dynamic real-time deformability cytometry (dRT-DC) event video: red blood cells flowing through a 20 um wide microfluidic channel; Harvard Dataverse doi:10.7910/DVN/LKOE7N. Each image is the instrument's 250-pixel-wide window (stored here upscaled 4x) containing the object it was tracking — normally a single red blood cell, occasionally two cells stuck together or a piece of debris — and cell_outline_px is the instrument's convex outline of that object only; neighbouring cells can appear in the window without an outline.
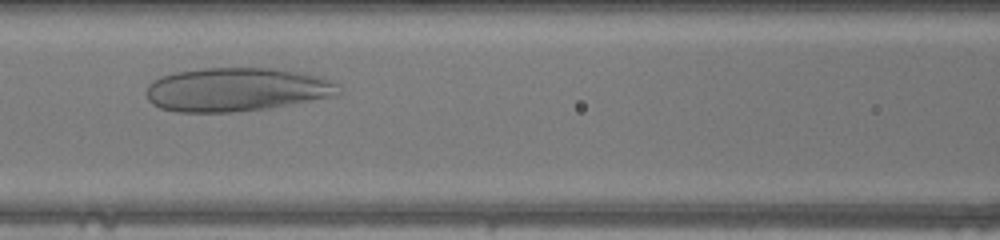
{"species": "human", "species_latin": "Homo sapiens", "temperature_condition": "warm", "stored_images_in_passage": 28, "camera_frame_rate_fps": 3000, "um_per_image_px": 0.085, "donor": {"sex": "male"}, "frame": {"image": 1, "passage_image": 11, "time_ms": 3.333, "image_size_px": [1000, 240], "cell_outline_px": [[340, 92], [336, 96], [268, 108], [232, 112], [176, 112], [160, 108], [152, 104], [148, 100], [148, 84], [152, 80], [160, 76], [176, 72], [204, 68], [272, 68], [304, 72], [320, 76], [336, 84]], "centroid_in_image_um": [20.09, 7.61], "position_along_channel_um": 146.5, "area_um2": 49.01}}
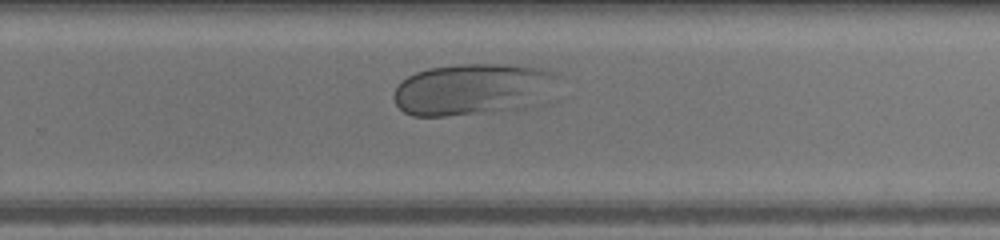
{"frame": {"image": 2, "passage_image": 21, "time_ms": 6.667, "image_size_px": [1000, 240], "cell_outline_px": [[560, 76], [548, 104], [524, 108], [448, 116], [412, 116], [404, 112], [396, 104], [392, 96], [396, 88], [408, 76], [416, 72], [428, 68], [456, 64], [504, 64], [540, 68], [556, 72]], "centroid_in_image_um": [40.31, 7.6], "position_along_channel_um": 289.5, "area_um2": 50.52}}
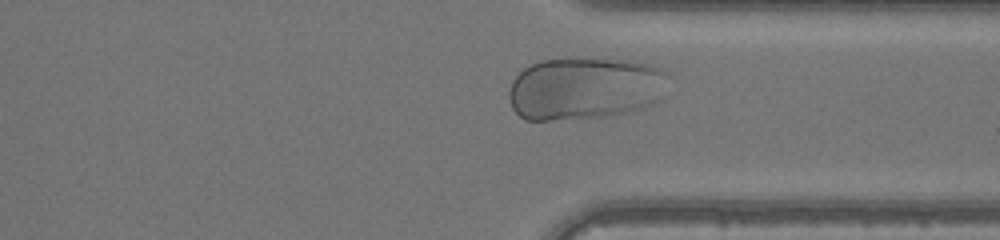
{"frame": {"image": 3, "passage_image": 26, "time_ms": 8.333, "image_size_px": [1000, 240], "cell_outline_px": [[668, 76], [660, 100], [644, 108], [604, 116], [548, 120], [524, 120], [512, 108], [508, 96], [508, 92], [512, 80], [524, 68], [540, 60], [624, 60], [652, 64], [660, 68]], "centroid_in_image_um": [49.69, 7.53], "position_along_channel_um": 361.7, "area_um2": 57.63}}